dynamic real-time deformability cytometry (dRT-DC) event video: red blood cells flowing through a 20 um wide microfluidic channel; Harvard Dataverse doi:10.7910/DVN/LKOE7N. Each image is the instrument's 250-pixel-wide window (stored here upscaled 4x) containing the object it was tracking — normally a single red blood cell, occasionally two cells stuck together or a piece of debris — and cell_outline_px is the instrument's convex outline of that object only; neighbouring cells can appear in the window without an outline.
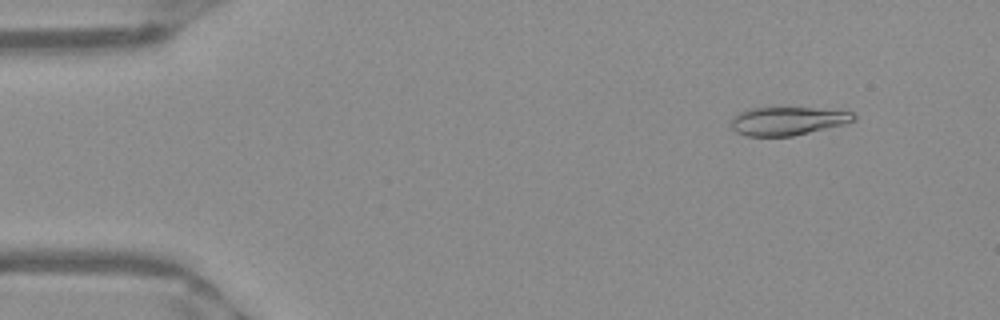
{"species": "Egyptian fruit bat (a non-hibernating species)", "species_latin": "Rousettus aegyptiacus", "temperature_condition": "warm", "stored_images_in_passage": 51, "camera_frame_rate_fps": 3000, "um_per_image_px": 0.085, "frame": {"image": 1, "passage_image": 5, "time_ms": 1.333, "image_size_px": [1000, 320], "cell_outline_px": [[856, 120], [844, 124], [792, 136], [748, 136], [736, 132], [732, 128], [732, 116], [748, 108], [812, 108], [852, 112], [856, 116]], "centroid_in_image_um": [66.93, 10.28], "position_along_channel_um": 18.1, "area_um2": 20.06}}
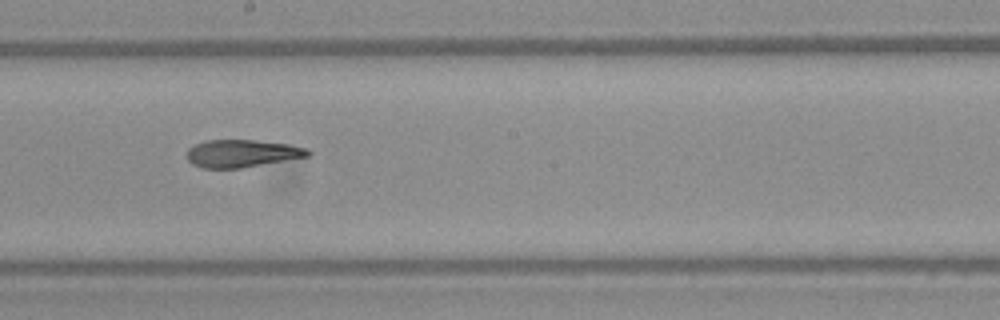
{"frame": {"image": 2, "passage_image": 28, "time_ms": 9.0, "image_size_px": [1000, 320], "cell_outline_px": [[312, 152], [308, 156], [240, 168], [204, 168], [192, 164], [188, 160], [188, 148], [192, 144], [204, 140], [256, 140], [288, 144], [308, 148]], "centroid_in_image_um": [20.54, 13.03], "position_along_channel_um": 227.7, "area_um2": 19.42}}
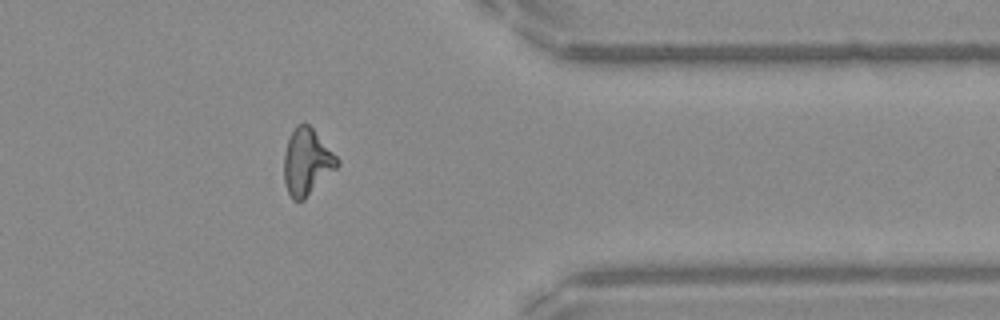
{"frame": {"image": 3, "passage_image": 41, "time_ms": 13.333, "image_size_px": [1000, 320], "cell_outline_px": [[340, 164], [304, 200], [292, 200], [288, 192], [284, 180], [284, 152], [288, 140], [296, 124], [304, 120], [312, 128], [340, 160]], "centroid_in_image_um": [26.07, 13.74], "position_along_channel_um": 385.3, "area_um2": 20.52}, "authors_computed_cell_mechanics": {"area_um2": 20.4612, "velocity_mm_per_s": 3.9697, "shape_relaxation_time_tau1_ms": 6.8307, "shape_relaxation_time_tau2_ms": 3.7539, "deformation_change_tau1": 0.2288, "deformation_change_tau2": 0.1089}}